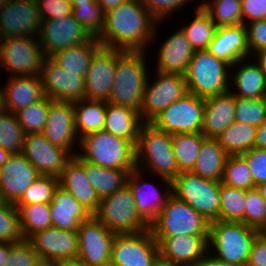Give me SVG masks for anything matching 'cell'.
Masks as SVG:
<instances>
[{
	"label": "cell",
	"mask_w": 266,
	"mask_h": 266,
	"mask_svg": "<svg viewBox=\"0 0 266 266\" xmlns=\"http://www.w3.org/2000/svg\"><path fill=\"white\" fill-rule=\"evenodd\" d=\"M23 239L17 207L0 201V242L16 243Z\"/></svg>",
	"instance_id": "obj_49"
},
{
	"label": "cell",
	"mask_w": 266,
	"mask_h": 266,
	"mask_svg": "<svg viewBox=\"0 0 266 266\" xmlns=\"http://www.w3.org/2000/svg\"><path fill=\"white\" fill-rule=\"evenodd\" d=\"M143 123L139 111L127 106H118L107 102L105 131L127 139L136 145Z\"/></svg>",
	"instance_id": "obj_31"
},
{
	"label": "cell",
	"mask_w": 266,
	"mask_h": 266,
	"mask_svg": "<svg viewBox=\"0 0 266 266\" xmlns=\"http://www.w3.org/2000/svg\"><path fill=\"white\" fill-rule=\"evenodd\" d=\"M158 255V242L150 229L138 233H116L109 265L151 266Z\"/></svg>",
	"instance_id": "obj_13"
},
{
	"label": "cell",
	"mask_w": 266,
	"mask_h": 266,
	"mask_svg": "<svg viewBox=\"0 0 266 266\" xmlns=\"http://www.w3.org/2000/svg\"><path fill=\"white\" fill-rule=\"evenodd\" d=\"M65 266H87V265H84V264H81L78 261H75V262L68 263Z\"/></svg>",
	"instance_id": "obj_68"
},
{
	"label": "cell",
	"mask_w": 266,
	"mask_h": 266,
	"mask_svg": "<svg viewBox=\"0 0 266 266\" xmlns=\"http://www.w3.org/2000/svg\"><path fill=\"white\" fill-rule=\"evenodd\" d=\"M260 233L243 222L212 221L209 223L208 251L227 266H246L252 243Z\"/></svg>",
	"instance_id": "obj_4"
},
{
	"label": "cell",
	"mask_w": 266,
	"mask_h": 266,
	"mask_svg": "<svg viewBox=\"0 0 266 266\" xmlns=\"http://www.w3.org/2000/svg\"><path fill=\"white\" fill-rule=\"evenodd\" d=\"M190 1L191 0H140L159 24L167 18V15H171L172 12L178 11L179 8L185 6Z\"/></svg>",
	"instance_id": "obj_53"
},
{
	"label": "cell",
	"mask_w": 266,
	"mask_h": 266,
	"mask_svg": "<svg viewBox=\"0 0 266 266\" xmlns=\"http://www.w3.org/2000/svg\"><path fill=\"white\" fill-rule=\"evenodd\" d=\"M205 98L186 93L165 108L150 123L167 133H201Z\"/></svg>",
	"instance_id": "obj_11"
},
{
	"label": "cell",
	"mask_w": 266,
	"mask_h": 266,
	"mask_svg": "<svg viewBox=\"0 0 266 266\" xmlns=\"http://www.w3.org/2000/svg\"><path fill=\"white\" fill-rule=\"evenodd\" d=\"M10 155L11 153L9 151L0 147V167L7 162Z\"/></svg>",
	"instance_id": "obj_65"
},
{
	"label": "cell",
	"mask_w": 266,
	"mask_h": 266,
	"mask_svg": "<svg viewBox=\"0 0 266 266\" xmlns=\"http://www.w3.org/2000/svg\"><path fill=\"white\" fill-rule=\"evenodd\" d=\"M151 266H177V265L173 264L171 261L158 255L156 259L153 261Z\"/></svg>",
	"instance_id": "obj_63"
},
{
	"label": "cell",
	"mask_w": 266,
	"mask_h": 266,
	"mask_svg": "<svg viewBox=\"0 0 266 266\" xmlns=\"http://www.w3.org/2000/svg\"><path fill=\"white\" fill-rule=\"evenodd\" d=\"M157 24L140 0H127L106 12L104 27L97 39L109 48L147 51L152 40L155 42Z\"/></svg>",
	"instance_id": "obj_1"
},
{
	"label": "cell",
	"mask_w": 266,
	"mask_h": 266,
	"mask_svg": "<svg viewBox=\"0 0 266 266\" xmlns=\"http://www.w3.org/2000/svg\"><path fill=\"white\" fill-rule=\"evenodd\" d=\"M45 95L59 102L86 99L85 77L66 71L51 57H45L40 74Z\"/></svg>",
	"instance_id": "obj_17"
},
{
	"label": "cell",
	"mask_w": 266,
	"mask_h": 266,
	"mask_svg": "<svg viewBox=\"0 0 266 266\" xmlns=\"http://www.w3.org/2000/svg\"><path fill=\"white\" fill-rule=\"evenodd\" d=\"M82 153L77 156L84 161L109 169L133 170L136 167L135 145L108 131L100 130L79 139Z\"/></svg>",
	"instance_id": "obj_5"
},
{
	"label": "cell",
	"mask_w": 266,
	"mask_h": 266,
	"mask_svg": "<svg viewBox=\"0 0 266 266\" xmlns=\"http://www.w3.org/2000/svg\"><path fill=\"white\" fill-rule=\"evenodd\" d=\"M78 138L104 129L107 102L82 99L73 102Z\"/></svg>",
	"instance_id": "obj_35"
},
{
	"label": "cell",
	"mask_w": 266,
	"mask_h": 266,
	"mask_svg": "<svg viewBox=\"0 0 266 266\" xmlns=\"http://www.w3.org/2000/svg\"><path fill=\"white\" fill-rule=\"evenodd\" d=\"M79 254L77 261L87 266H108L111 247L116 235L94 215L80 223L78 229Z\"/></svg>",
	"instance_id": "obj_14"
},
{
	"label": "cell",
	"mask_w": 266,
	"mask_h": 266,
	"mask_svg": "<svg viewBox=\"0 0 266 266\" xmlns=\"http://www.w3.org/2000/svg\"><path fill=\"white\" fill-rule=\"evenodd\" d=\"M13 243L9 242H0V266H4L8 258L10 246Z\"/></svg>",
	"instance_id": "obj_61"
},
{
	"label": "cell",
	"mask_w": 266,
	"mask_h": 266,
	"mask_svg": "<svg viewBox=\"0 0 266 266\" xmlns=\"http://www.w3.org/2000/svg\"><path fill=\"white\" fill-rule=\"evenodd\" d=\"M52 227L68 231H77L81 222L92 214L83 207L70 192L58 186L49 204Z\"/></svg>",
	"instance_id": "obj_30"
},
{
	"label": "cell",
	"mask_w": 266,
	"mask_h": 266,
	"mask_svg": "<svg viewBox=\"0 0 266 266\" xmlns=\"http://www.w3.org/2000/svg\"><path fill=\"white\" fill-rule=\"evenodd\" d=\"M38 260L37 253L27 239L10 246L8 258L4 266H33Z\"/></svg>",
	"instance_id": "obj_51"
},
{
	"label": "cell",
	"mask_w": 266,
	"mask_h": 266,
	"mask_svg": "<svg viewBox=\"0 0 266 266\" xmlns=\"http://www.w3.org/2000/svg\"><path fill=\"white\" fill-rule=\"evenodd\" d=\"M125 1L127 0H96V2L103 8L105 13L116 8Z\"/></svg>",
	"instance_id": "obj_60"
},
{
	"label": "cell",
	"mask_w": 266,
	"mask_h": 266,
	"mask_svg": "<svg viewBox=\"0 0 266 266\" xmlns=\"http://www.w3.org/2000/svg\"><path fill=\"white\" fill-rule=\"evenodd\" d=\"M246 266H266V236L262 232L252 243Z\"/></svg>",
	"instance_id": "obj_57"
},
{
	"label": "cell",
	"mask_w": 266,
	"mask_h": 266,
	"mask_svg": "<svg viewBox=\"0 0 266 266\" xmlns=\"http://www.w3.org/2000/svg\"><path fill=\"white\" fill-rule=\"evenodd\" d=\"M102 46L97 37L85 44L71 46L53 54L51 58L66 71L84 76L95 52Z\"/></svg>",
	"instance_id": "obj_36"
},
{
	"label": "cell",
	"mask_w": 266,
	"mask_h": 266,
	"mask_svg": "<svg viewBox=\"0 0 266 266\" xmlns=\"http://www.w3.org/2000/svg\"><path fill=\"white\" fill-rule=\"evenodd\" d=\"M228 154L217 138L205 137L191 173L202 178L222 181Z\"/></svg>",
	"instance_id": "obj_33"
},
{
	"label": "cell",
	"mask_w": 266,
	"mask_h": 266,
	"mask_svg": "<svg viewBox=\"0 0 266 266\" xmlns=\"http://www.w3.org/2000/svg\"><path fill=\"white\" fill-rule=\"evenodd\" d=\"M94 216L115 233H138L150 228L139 215L134 195L127 185L112 195L102 198Z\"/></svg>",
	"instance_id": "obj_9"
},
{
	"label": "cell",
	"mask_w": 266,
	"mask_h": 266,
	"mask_svg": "<svg viewBox=\"0 0 266 266\" xmlns=\"http://www.w3.org/2000/svg\"><path fill=\"white\" fill-rule=\"evenodd\" d=\"M1 178H2V177H1V167H0V183H1Z\"/></svg>",
	"instance_id": "obj_72"
},
{
	"label": "cell",
	"mask_w": 266,
	"mask_h": 266,
	"mask_svg": "<svg viewBox=\"0 0 266 266\" xmlns=\"http://www.w3.org/2000/svg\"><path fill=\"white\" fill-rule=\"evenodd\" d=\"M194 12L196 15L194 19L184 27L182 26L181 30L195 51L206 50L213 40L218 26L200 5H197Z\"/></svg>",
	"instance_id": "obj_39"
},
{
	"label": "cell",
	"mask_w": 266,
	"mask_h": 266,
	"mask_svg": "<svg viewBox=\"0 0 266 266\" xmlns=\"http://www.w3.org/2000/svg\"><path fill=\"white\" fill-rule=\"evenodd\" d=\"M266 236V228L262 232Z\"/></svg>",
	"instance_id": "obj_71"
},
{
	"label": "cell",
	"mask_w": 266,
	"mask_h": 266,
	"mask_svg": "<svg viewBox=\"0 0 266 266\" xmlns=\"http://www.w3.org/2000/svg\"><path fill=\"white\" fill-rule=\"evenodd\" d=\"M59 186V178L40 175L25 190L15 205L50 204L56 188Z\"/></svg>",
	"instance_id": "obj_47"
},
{
	"label": "cell",
	"mask_w": 266,
	"mask_h": 266,
	"mask_svg": "<svg viewBox=\"0 0 266 266\" xmlns=\"http://www.w3.org/2000/svg\"><path fill=\"white\" fill-rule=\"evenodd\" d=\"M199 5L218 27L243 24L241 0H211Z\"/></svg>",
	"instance_id": "obj_41"
},
{
	"label": "cell",
	"mask_w": 266,
	"mask_h": 266,
	"mask_svg": "<svg viewBox=\"0 0 266 266\" xmlns=\"http://www.w3.org/2000/svg\"><path fill=\"white\" fill-rule=\"evenodd\" d=\"M69 3L96 2V0H67Z\"/></svg>",
	"instance_id": "obj_67"
},
{
	"label": "cell",
	"mask_w": 266,
	"mask_h": 266,
	"mask_svg": "<svg viewBox=\"0 0 266 266\" xmlns=\"http://www.w3.org/2000/svg\"><path fill=\"white\" fill-rule=\"evenodd\" d=\"M34 37L0 39V67L9 70L11 77L40 76L46 56Z\"/></svg>",
	"instance_id": "obj_10"
},
{
	"label": "cell",
	"mask_w": 266,
	"mask_h": 266,
	"mask_svg": "<svg viewBox=\"0 0 266 266\" xmlns=\"http://www.w3.org/2000/svg\"><path fill=\"white\" fill-rule=\"evenodd\" d=\"M8 80L1 89L3 110L15 113L46 97L40 76H10Z\"/></svg>",
	"instance_id": "obj_26"
},
{
	"label": "cell",
	"mask_w": 266,
	"mask_h": 266,
	"mask_svg": "<svg viewBox=\"0 0 266 266\" xmlns=\"http://www.w3.org/2000/svg\"><path fill=\"white\" fill-rule=\"evenodd\" d=\"M231 66L215 57L207 49L194 52L185 73L187 91L198 97L207 98L230 90Z\"/></svg>",
	"instance_id": "obj_6"
},
{
	"label": "cell",
	"mask_w": 266,
	"mask_h": 266,
	"mask_svg": "<svg viewBox=\"0 0 266 266\" xmlns=\"http://www.w3.org/2000/svg\"><path fill=\"white\" fill-rule=\"evenodd\" d=\"M245 199L246 190L230 187L221 182L220 211L217 220L244 223Z\"/></svg>",
	"instance_id": "obj_42"
},
{
	"label": "cell",
	"mask_w": 266,
	"mask_h": 266,
	"mask_svg": "<svg viewBox=\"0 0 266 266\" xmlns=\"http://www.w3.org/2000/svg\"><path fill=\"white\" fill-rule=\"evenodd\" d=\"M1 87V86H0ZM2 93H1V88H0V111L2 110Z\"/></svg>",
	"instance_id": "obj_70"
},
{
	"label": "cell",
	"mask_w": 266,
	"mask_h": 266,
	"mask_svg": "<svg viewBox=\"0 0 266 266\" xmlns=\"http://www.w3.org/2000/svg\"><path fill=\"white\" fill-rule=\"evenodd\" d=\"M41 134L51 144L61 147L75 156L77 151L72 148L76 144L79 145V138L75 128L73 103L49 99L47 120Z\"/></svg>",
	"instance_id": "obj_21"
},
{
	"label": "cell",
	"mask_w": 266,
	"mask_h": 266,
	"mask_svg": "<svg viewBox=\"0 0 266 266\" xmlns=\"http://www.w3.org/2000/svg\"><path fill=\"white\" fill-rule=\"evenodd\" d=\"M245 25L249 55L266 52V20H256Z\"/></svg>",
	"instance_id": "obj_54"
},
{
	"label": "cell",
	"mask_w": 266,
	"mask_h": 266,
	"mask_svg": "<svg viewBox=\"0 0 266 266\" xmlns=\"http://www.w3.org/2000/svg\"><path fill=\"white\" fill-rule=\"evenodd\" d=\"M246 59L238 60L234 65L231 66L237 71L230 74V80L234 81V88L237 91L230 92L234 96L248 99H257L261 97H266V80L263 75L260 66L256 61L253 63L246 62L241 64V67L238 66L240 63H243ZM238 67V68H235ZM233 75V76H232Z\"/></svg>",
	"instance_id": "obj_32"
},
{
	"label": "cell",
	"mask_w": 266,
	"mask_h": 266,
	"mask_svg": "<svg viewBox=\"0 0 266 266\" xmlns=\"http://www.w3.org/2000/svg\"><path fill=\"white\" fill-rule=\"evenodd\" d=\"M72 15L93 37L100 35L104 27L106 13L97 2L73 3Z\"/></svg>",
	"instance_id": "obj_45"
},
{
	"label": "cell",
	"mask_w": 266,
	"mask_h": 266,
	"mask_svg": "<svg viewBox=\"0 0 266 266\" xmlns=\"http://www.w3.org/2000/svg\"><path fill=\"white\" fill-rule=\"evenodd\" d=\"M94 37L77 22L72 13L57 19H42L37 39L46 57H51L60 50L85 44Z\"/></svg>",
	"instance_id": "obj_15"
},
{
	"label": "cell",
	"mask_w": 266,
	"mask_h": 266,
	"mask_svg": "<svg viewBox=\"0 0 266 266\" xmlns=\"http://www.w3.org/2000/svg\"><path fill=\"white\" fill-rule=\"evenodd\" d=\"M33 266H63L59 263L48 261L45 259H39L33 264Z\"/></svg>",
	"instance_id": "obj_64"
},
{
	"label": "cell",
	"mask_w": 266,
	"mask_h": 266,
	"mask_svg": "<svg viewBox=\"0 0 266 266\" xmlns=\"http://www.w3.org/2000/svg\"><path fill=\"white\" fill-rule=\"evenodd\" d=\"M117 49L101 46L85 75L86 99L109 102L114 83Z\"/></svg>",
	"instance_id": "obj_20"
},
{
	"label": "cell",
	"mask_w": 266,
	"mask_h": 266,
	"mask_svg": "<svg viewBox=\"0 0 266 266\" xmlns=\"http://www.w3.org/2000/svg\"><path fill=\"white\" fill-rule=\"evenodd\" d=\"M27 240L39 259L53 261L63 266L77 261L79 254L77 231L50 227L35 232Z\"/></svg>",
	"instance_id": "obj_16"
},
{
	"label": "cell",
	"mask_w": 266,
	"mask_h": 266,
	"mask_svg": "<svg viewBox=\"0 0 266 266\" xmlns=\"http://www.w3.org/2000/svg\"><path fill=\"white\" fill-rule=\"evenodd\" d=\"M142 172L135 167L129 173L127 186L134 195L135 205L139 215L150 225L161 212L167 199L172 194V183H166L165 189L161 193L162 191H159L155 183L150 184L148 181H143L145 180V172Z\"/></svg>",
	"instance_id": "obj_23"
},
{
	"label": "cell",
	"mask_w": 266,
	"mask_h": 266,
	"mask_svg": "<svg viewBox=\"0 0 266 266\" xmlns=\"http://www.w3.org/2000/svg\"><path fill=\"white\" fill-rule=\"evenodd\" d=\"M241 156L248 163L255 187L266 182V149L253 147Z\"/></svg>",
	"instance_id": "obj_52"
},
{
	"label": "cell",
	"mask_w": 266,
	"mask_h": 266,
	"mask_svg": "<svg viewBox=\"0 0 266 266\" xmlns=\"http://www.w3.org/2000/svg\"><path fill=\"white\" fill-rule=\"evenodd\" d=\"M42 19H59L72 13L67 0H36Z\"/></svg>",
	"instance_id": "obj_55"
},
{
	"label": "cell",
	"mask_w": 266,
	"mask_h": 266,
	"mask_svg": "<svg viewBox=\"0 0 266 266\" xmlns=\"http://www.w3.org/2000/svg\"><path fill=\"white\" fill-rule=\"evenodd\" d=\"M220 185L221 181L181 172L172 180V194L212 222L219 217Z\"/></svg>",
	"instance_id": "obj_7"
},
{
	"label": "cell",
	"mask_w": 266,
	"mask_h": 266,
	"mask_svg": "<svg viewBox=\"0 0 266 266\" xmlns=\"http://www.w3.org/2000/svg\"><path fill=\"white\" fill-rule=\"evenodd\" d=\"M209 223L194 208L171 194L149 229L153 236L209 235Z\"/></svg>",
	"instance_id": "obj_8"
},
{
	"label": "cell",
	"mask_w": 266,
	"mask_h": 266,
	"mask_svg": "<svg viewBox=\"0 0 266 266\" xmlns=\"http://www.w3.org/2000/svg\"><path fill=\"white\" fill-rule=\"evenodd\" d=\"M194 52L185 33L179 29L160 45L156 71L185 75Z\"/></svg>",
	"instance_id": "obj_28"
},
{
	"label": "cell",
	"mask_w": 266,
	"mask_h": 266,
	"mask_svg": "<svg viewBox=\"0 0 266 266\" xmlns=\"http://www.w3.org/2000/svg\"><path fill=\"white\" fill-rule=\"evenodd\" d=\"M145 53L117 49L114 83L108 103L140 110L149 75Z\"/></svg>",
	"instance_id": "obj_3"
},
{
	"label": "cell",
	"mask_w": 266,
	"mask_h": 266,
	"mask_svg": "<svg viewBox=\"0 0 266 266\" xmlns=\"http://www.w3.org/2000/svg\"><path fill=\"white\" fill-rule=\"evenodd\" d=\"M242 20L248 23L256 20H266V0H241Z\"/></svg>",
	"instance_id": "obj_56"
},
{
	"label": "cell",
	"mask_w": 266,
	"mask_h": 266,
	"mask_svg": "<svg viewBox=\"0 0 266 266\" xmlns=\"http://www.w3.org/2000/svg\"><path fill=\"white\" fill-rule=\"evenodd\" d=\"M235 121V96L230 92L205 98L201 133L217 138Z\"/></svg>",
	"instance_id": "obj_29"
},
{
	"label": "cell",
	"mask_w": 266,
	"mask_h": 266,
	"mask_svg": "<svg viewBox=\"0 0 266 266\" xmlns=\"http://www.w3.org/2000/svg\"><path fill=\"white\" fill-rule=\"evenodd\" d=\"M235 121L260 126L266 121V97L248 99L235 96Z\"/></svg>",
	"instance_id": "obj_48"
},
{
	"label": "cell",
	"mask_w": 266,
	"mask_h": 266,
	"mask_svg": "<svg viewBox=\"0 0 266 266\" xmlns=\"http://www.w3.org/2000/svg\"><path fill=\"white\" fill-rule=\"evenodd\" d=\"M255 56L257 58L255 60H256L257 64L260 66L261 71H262L263 75L265 76V80H266V52L256 54Z\"/></svg>",
	"instance_id": "obj_62"
},
{
	"label": "cell",
	"mask_w": 266,
	"mask_h": 266,
	"mask_svg": "<svg viewBox=\"0 0 266 266\" xmlns=\"http://www.w3.org/2000/svg\"><path fill=\"white\" fill-rule=\"evenodd\" d=\"M254 148L266 149V121L257 127Z\"/></svg>",
	"instance_id": "obj_58"
},
{
	"label": "cell",
	"mask_w": 266,
	"mask_h": 266,
	"mask_svg": "<svg viewBox=\"0 0 266 266\" xmlns=\"http://www.w3.org/2000/svg\"><path fill=\"white\" fill-rule=\"evenodd\" d=\"M49 109V98L31 104L15 112L18 122L22 126L25 134L42 133Z\"/></svg>",
	"instance_id": "obj_46"
},
{
	"label": "cell",
	"mask_w": 266,
	"mask_h": 266,
	"mask_svg": "<svg viewBox=\"0 0 266 266\" xmlns=\"http://www.w3.org/2000/svg\"><path fill=\"white\" fill-rule=\"evenodd\" d=\"M22 154L40 175L56 178L73 157L67 150L51 144L41 133L25 135Z\"/></svg>",
	"instance_id": "obj_19"
},
{
	"label": "cell",
	"mask_w": 266,
	"mask_h": 266,
	"mask_svg": "<svg viewBox=\"0 0 266 266\" xmlns=\"http://www.w3.org/2000/svg\"><path fill=\"white\" fill-rule=\"evenodd\" d=\"M156 72L154 83L149 82L148 77L139 110L144 123H150L165 108L188 93L185 75Z\"/></svg>",
	"instance_id": "obj_12"
},
{
	"label": "cell",
	"mask_w": 266,
	"mask_h": 266,
	"mask_svg": "<svg viewBox=\"0 0 266 266\" xmlns=\"http://www.w3.org/2000/svg\"><path fill=\"white\" fill-rule=\"evenodd\" d=\"M244 224L260 232L266 228V202L256 187L246 190Z\"/></svg>",
	"instance_id": "obj_50"
},
{
	"label": "cell",
	"mask_w": 266,
	"mask_h": 266,
	"mask_svg": "<svg viewBox=\"0 0 266 266\" xmlns=\"http://www.w3.org/2000/svg\"><path fill=\"white\" fill-rule=\"evenodd\" d=\"M74 157L83 165L85 175L100 199L112 195L127 185V179L132 170L104 168L81 160L77 155Z\"/></svg>",
	"instance_id": "obj_34"
},
{
	"label": "cell",
	"mask_w": 266,
	"mask_h": 266,
	"mask_svg": "<svg viewBox=\"0 0 266 266\" xmlns=\"http://www.w3.org/2000/svg\"><path fill=\"white\" fill-rule=\"evenodd\" d=\"M39 176L22 153L11 154L1 166L0 201L15 204Z\"/></svg>",
	"instance_id": "obj_22"
},
{
	"label": "cell",
	"mask_w": 266,
	"mask_h": 266,
	"mask_svg": "<svg viewBox=\"0 0 266 266\" xmlns=\"http://www.w3.org/2000/svg\"><path fill=\"white\" fill-rule=\"evenodd\" d=\"M256 188L260 192L261 197L263 198V200L266 202V182H264L262 184H259L258 186H256Z\"/></svg>",
	"instance_id": "obj_66"
},
{
	"label": "cell",
	"mask_w": 266,
	"mask_h": 266,
	"mask_svg": "<svg viewBox=\"0 0 266 266\" xmlns=\"http://www.w3.org/2000/svg\"><path fill=\"white\" fill-rule=\"evenodd\" d=\"M9 0H0V10L5 6Z\"/></svg>",
	"instance_id": "obj_69"
},
{
	"label": "cell",
	"mask_w": 266,
	"mask_h": 266,
	"mask_svg": "<svg viewBox=\"0 0 266 266\" xmlns=\"http://www.w3.org/2000/svg\"><path fill=\"white\" fill-rule=\"evenodd\" d=\"M18 209L22 236L28 239L35 232L52 227L49 204L15 205Z\"/></svg>",
	"instance_id": "obj_40"
},
{
	"label": "cell",
	"mask_w": 266,
	"mask_h": 266,
	"mask_svg": "<svg viewBox=\"0 0 266 266\" xmlns=\"http://www.w3.org/2000/svg\"><path fill=\"white\" fill-rule=\"evenodd\" d=\"M59 186L94 215L99 207L100 198L85 175L83 165L73 156L59 177Z\"/></svg>",
	"instance_id": "obj_27"
},
{
	"label": "cell",
	"mask_w": 266,
	"mask_h": 266,
	"mask_svg": "<svg viewBox=\"0 0 266 266\" xmlns=\"http://www.w3.org/2000/svg\"><path fill=\"white\" fill-rule=\"evenodd\" d=\"M257 127L234 121L217 140L228 155H241L254 147Z\"/></svg>",
	"instance_id": "obj_37"
},
{
	"label": "cell",
	"mask_w": 266,
	"mask_h": 266,
	"mask_svg": "<svg viewBox=\"0 0 266 266\" xmlns=\"http://www.w3.org/2000/svg\"><path fill=\"white\" fill-rule=\"evenodd\" d=\"M25 132L15 113L0 111V147L11 154L22 153Z\"/></svg>",
	"instance_id": "obj_43"
},
{
	"label": "cell",
	"mask_w": 266,
	"mask_h": 266,
	"mask_svg": "<svg viewBox=\"0 0 266 266\" xmlns=\"http://www.w3.org/2000/svg\"><path fill=\"white\" fill-rule=\"evenodd\" d=\"M210 255L211 254L208 251L201 259L197 260L191 266H227L223 262Z\"/></svg>",
	"instance_id": "obj_59"
},
{
	"label": "cell",
	"mask_w": 266,
	"mask_h": 266,
	"mask_svg": "<svg viewBox=\"0 0 266 266\" xmlns=\"http://www.w3.org/2000/svg\"><path fill=\"white\" fill-rule=\"evenodd\" d=\"M221 182L237 189L255 188L248 163L241 155H228Z\"/></svg>",
	"instance_id": "obj_44"
},
{
	"label": "cell",
	"mask_w": 266,
	"mask_h": 266,
	"mask_svg": "<svg viewBox=\"0 0 266 266\" xmlns=\"http://www.w3.org/2000/svg\"><path fill=\"white\" fill-rule=\"evenodd\" d=\"M204 138L205 136L202 133H178L171 135L178 174L192 171Z\"/></svg>",
	"instance_id": "obj_38"
},
{
	"label": "cell",
	"mask_w": 266,
	"mask_h": 266,
	"mask_svg": "<svg viewBox=\"0 0 266 266\" xmlns=\"http://www.w3.org/2000/svg\"><path fill=\"white\" fill-rule=\"evenodd\" d=\"M42 17L35 0H9L0 10V39L39 34Z\"/></svg>",
	"instance_id": "obj_18"
},
{
	"label": "cell",
	"mask_w": 266,
	"mask_h": 266,
	"mask_svg": "<svg viewBox=\"0 0 266 266\" xmlns=\"http://www.w3.org/2000/svg\"><path fill=\"white\" fill-rule=\"evenodd\" d=\"M207 50L230 66L238 60L246 59L249 57L246 25L217 27Z\"/></svg>",
	"instance_id": "obj_25"
},
{
	"label": "cell",
	"mask_w": 266,
	"mask_h": 266,
	"mask_svg": "<svg viewBox=\"0 0 266 266\" xmlns=\"http://www.w3.org/2000/svg\"><path fill=\"white\" fill-rule=\"evenodd\" d=\"M159 255L177 266H191L208 252L209 235L153 236Z\"/></svg>",
	"instance_id": "obj_24"
},
{
	"label": "cell",
	"mask_w": 266,
	"mask_h": 266,
	"mask_svg": "<svg viewBox=\"0 0 266 266\" xmlns=\"http://www.w3.org/2000/svg\"><path fill=\"white\" fill-rule=\"evenodd\" d=\"M135 162L137 169H147L160 177L164 184L172 183L178 175V167L171 134L156 128L152 123H143L135 145Z\"/></svg>",
	"instance_id": "obj_2"
}]
</instances>
